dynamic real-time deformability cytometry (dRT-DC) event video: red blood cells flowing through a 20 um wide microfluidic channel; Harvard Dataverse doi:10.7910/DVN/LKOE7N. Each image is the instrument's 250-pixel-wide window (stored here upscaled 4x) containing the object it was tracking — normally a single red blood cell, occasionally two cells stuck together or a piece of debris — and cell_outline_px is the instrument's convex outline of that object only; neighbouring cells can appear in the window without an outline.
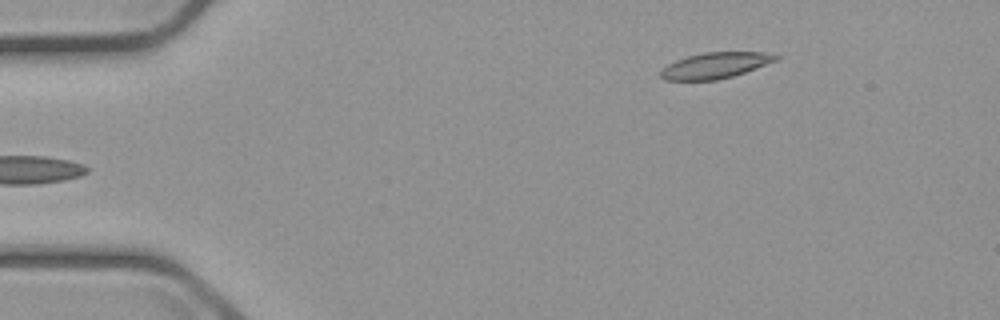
{"species": "common noctule bat (a hibernating species)", "species_latin": "Nyctalus noctula", "temperature_condition": "cold", "stored_images_in_passage": 4, "camera_frame_rate_fps": 3000, "um_per_image_px": 0.085, "animal": {"sex": "male", "body_mass_g": 23.1, "forearm_length_mm": 52.7}, "frame": {"image": 1, "passage_image": 4, "time_ms": 4.667, "image_size_px": [1000, 320], "cell_outline_px": [[780, 60], [732, 76], [716, 80], [664, 80], [660, 76], [660, 72], [668, 64], [676, 60], [688, 56], [704, 52], [764, 52], [780, 56]], "centroid_in_image_um": [60.82, 5.56], "position_along_channel_um": 24.2, "area_um2": 17.34}}